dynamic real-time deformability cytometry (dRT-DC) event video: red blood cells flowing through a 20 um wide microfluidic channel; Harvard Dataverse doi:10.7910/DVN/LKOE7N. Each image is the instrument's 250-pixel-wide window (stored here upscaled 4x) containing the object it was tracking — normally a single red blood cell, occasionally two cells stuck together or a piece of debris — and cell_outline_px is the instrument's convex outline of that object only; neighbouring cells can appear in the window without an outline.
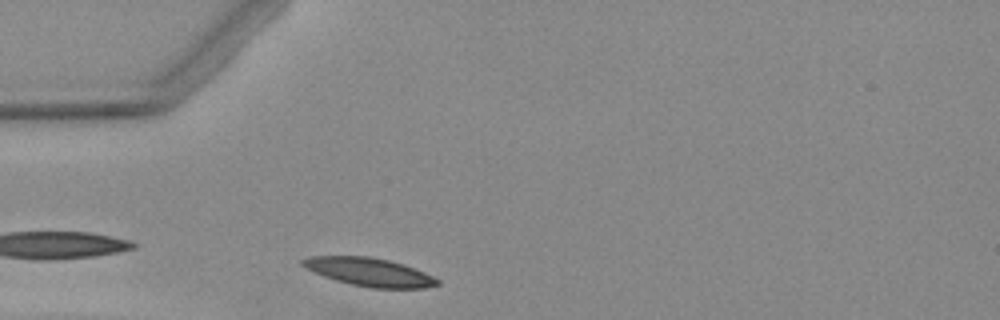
{"species": "Egyptian fruit bat (a non-hibernating species)", "species_latin": "Rousettus aegyptiacus", "temperature_condition": "warm", "stored_images_in_passage": 1, "camera_frame_rate_fps": 3000, "um_per_image_px": 0.085, "animal": {"sex": "female"}, "frame": {"image": 1, "passage_image": 1, "time_ms": 0.0, "image_size_px": [1000, 320], "cell_outline_px": [[440, 284], [424, 288], [368, 288], [348, 284], [324, 276], [300, 264], [300, 260], [312, 256], [368, 256], [388, 260], [404, 264], [424, 272], [440, 280]], "centroid_in_image_um": [31.42, 23.13], "position_along_channel_um": 53.6, "area_um2": 22.14}}